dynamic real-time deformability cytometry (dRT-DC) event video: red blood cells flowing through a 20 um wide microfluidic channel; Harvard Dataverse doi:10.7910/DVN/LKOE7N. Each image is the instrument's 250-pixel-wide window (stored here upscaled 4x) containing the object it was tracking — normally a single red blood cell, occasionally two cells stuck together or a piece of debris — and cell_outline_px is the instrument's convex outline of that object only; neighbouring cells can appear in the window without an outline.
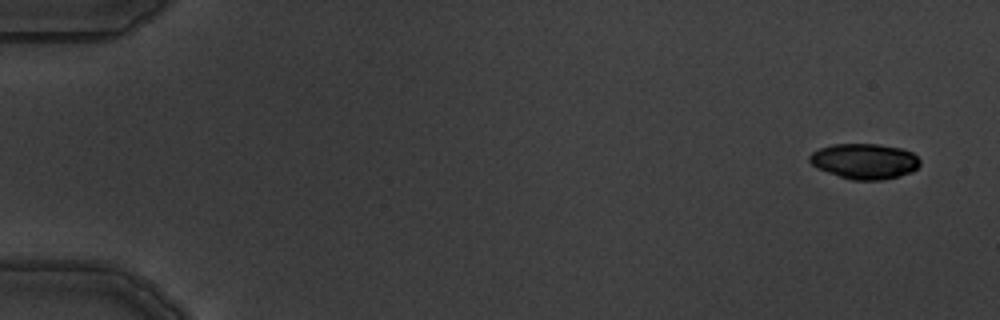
{"species": "common noctule bat (a hibernating species)", "species_latin": "Nyctalus noctula", "temperature_condition": "warm", "stored_images_in_passage": 5, "camera_frame_rate_fps": 3000, "um_per_image_px": 0.085, "animal": {"sex": "male", "body_mass_g": 19.5, "forearm_length_mm": 54.6}, "frame": {"image": 1, "passage_image": 1, "time_ms": 0.0, "image_size_px": [1000, 320], "cell_outline_px": [[920, 164], [912, 172], [900, 176], [884, 180], [852, 180], [816, 168], [808, 160], [808, 156], [812, 152], [820, 148], [832, 144], [876, 144], [900, 148], [912, 152], [920, 160]], "centroid_in_image_um": [73.48, 13.71], "position_along_channel_um": 11.5, "area_um2": 22.83}}
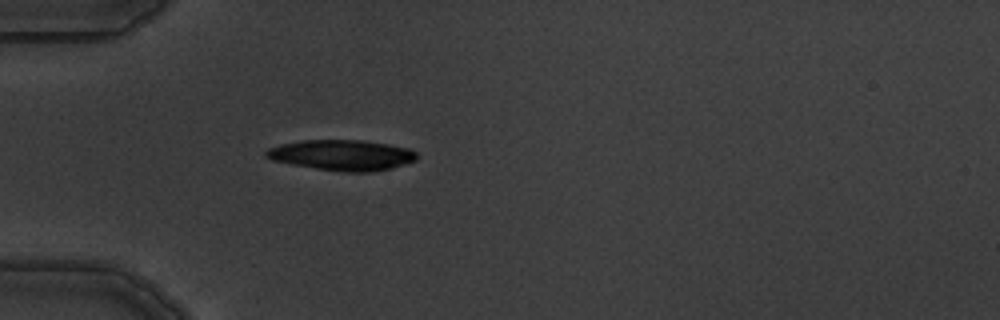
{"frame": {"image": 2, "passage_image": 5, "time_ms": 4.667, "image_size_px": [1000, 320], "cell_outline_px": [[416, 160], [392, 168], [372, 172], [344, 172], [316, 168], [292, 164], [272, 160], [264, 156], [264, 152], [268, 148], [280, 144], [300, 140], [364, 140], [388, 144], [408, 148], [416, 152]], "centroid_in_image_um": [29.05, 13.18], "position_along_channel_um": 55.9, "area_um2": 26.88}}